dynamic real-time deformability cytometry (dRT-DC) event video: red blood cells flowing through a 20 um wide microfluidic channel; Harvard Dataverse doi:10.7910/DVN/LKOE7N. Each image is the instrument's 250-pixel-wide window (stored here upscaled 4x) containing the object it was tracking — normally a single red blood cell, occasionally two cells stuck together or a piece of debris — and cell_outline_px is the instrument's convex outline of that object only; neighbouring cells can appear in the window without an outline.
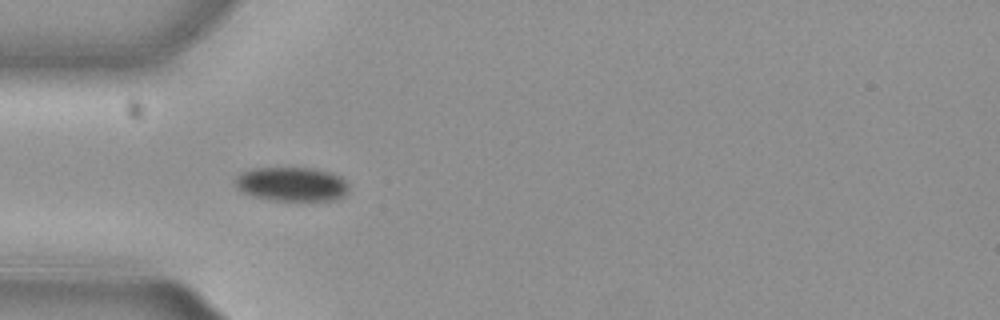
{"species": "common noctule bat (a hibernating species)", "species_latin": "Nyctalus noctula", "temperature_condition": "cold", "stored_images_in_passage": 39, "camera_frame_rate_fps": 3000, "um_per_image_px": 0.085, "animal": {"sex": "female", "body_mass_g": 29.2, "forearm_length_mm": 56.3}, "frame": {"image": 1, "passage_image": 1, "time_ms": 0.0, "image_size_px": [1000, 320], "cell_outline_px": [[348, 188], [344, 196], [332, 200], [272, 200], [252, 196], [240, 192], [236, 188], [236, 176], [240, 172], [252, 168], [316, 168], [332, 172], [340, 176], [348, 184]], "centroid_in_image_um": [24.77, 15.64], "position_along_channel_um": 60.2, "area_um2": 22.77}}
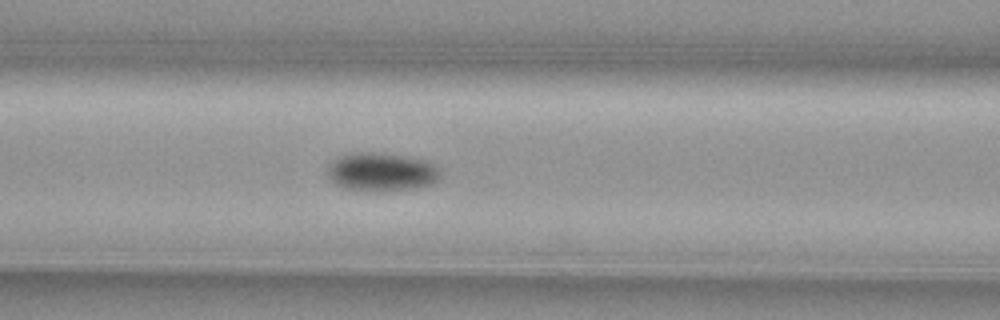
{"frame": {"image": 2, "passage_image": 7, "time_ms": 2.0, "image_size_px": [1000, 320], "cell_outline_px": [[444, 172], [432, 184], [416, 188], [376, 192], [372, 192], [344, 188], [328, 180], [328, 168], [340, 156], [352, 152], [384, 152], [408, 156], [428, 160], [440, 168]], "centroid_in_image_um": [32.48, 14.61], "position_along_channel_um": 134.1, "area_um2": 25.89}}
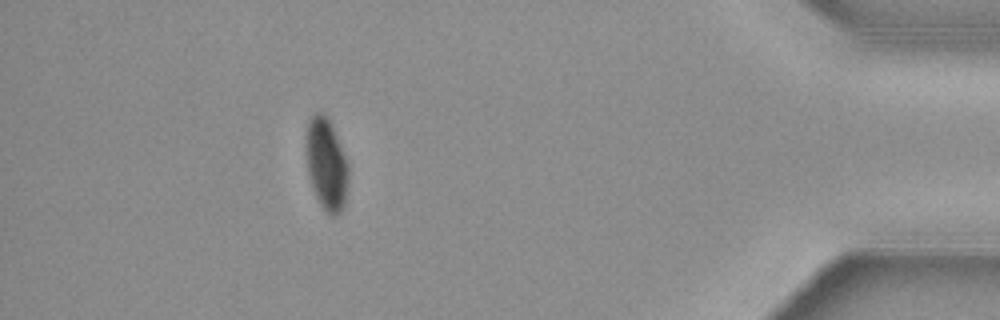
{"frame": {"image": 3, "passage_image": 33, "time_ms": 10.667, "image_size_px": [1000, 320], "cell_outline_px": [[348, 184], [344, 208], [336, 216], [328, 216], [320, 204], [316, 196], [308, 172], [308, 120], [316, 112], [320, 112], [328, 116], [348, 164]], "centroid_in_image_um": [27.79, 14.02], "position_along_channel_um": 407.4, "area_um2": 22.2}}